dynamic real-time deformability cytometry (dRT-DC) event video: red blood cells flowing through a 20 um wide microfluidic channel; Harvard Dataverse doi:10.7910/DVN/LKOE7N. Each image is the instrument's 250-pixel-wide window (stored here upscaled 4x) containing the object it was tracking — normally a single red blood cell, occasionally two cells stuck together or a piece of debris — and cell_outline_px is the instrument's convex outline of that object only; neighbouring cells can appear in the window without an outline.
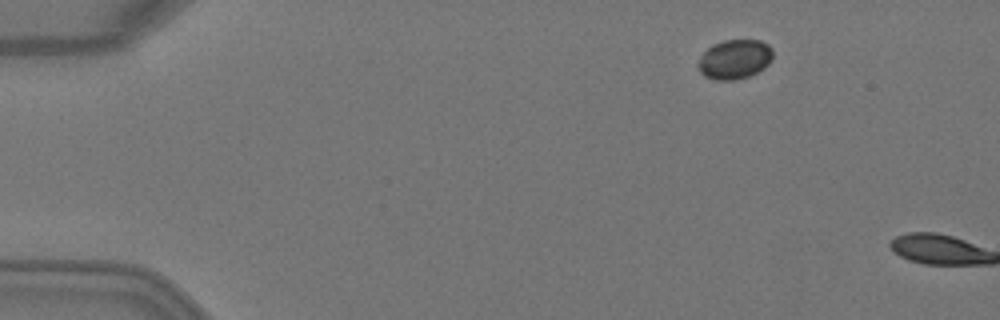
{"species": "Egyptian fruit bat (a non-hibernating species)", "species_latin": "Rousettus aegyptiacus", "temperature_condition": "warm", "stored_images_in_passage": 3, "camera_frame_rate_fps": 3000, "um_per_image_px": 0.085, "animal": {"sex": "female"}, "frame": {"image": 1, "passage_image": 2, "time_ms": 0.333, "image_size_px": [1000, 320], "cell_outline_px": [[772, 60], [764, 68], [748, 76], [736, 80], [716, 80], [704, 76], [700, 72], [696, 64], [700, 56], [712, 44], [724, 40], [760, 40], [768, 44], [772, 48]], "centroid_in_image_um": [62.42, 5.04], "position_along_channel_um": 22.6, "area_um2": 17.34}}